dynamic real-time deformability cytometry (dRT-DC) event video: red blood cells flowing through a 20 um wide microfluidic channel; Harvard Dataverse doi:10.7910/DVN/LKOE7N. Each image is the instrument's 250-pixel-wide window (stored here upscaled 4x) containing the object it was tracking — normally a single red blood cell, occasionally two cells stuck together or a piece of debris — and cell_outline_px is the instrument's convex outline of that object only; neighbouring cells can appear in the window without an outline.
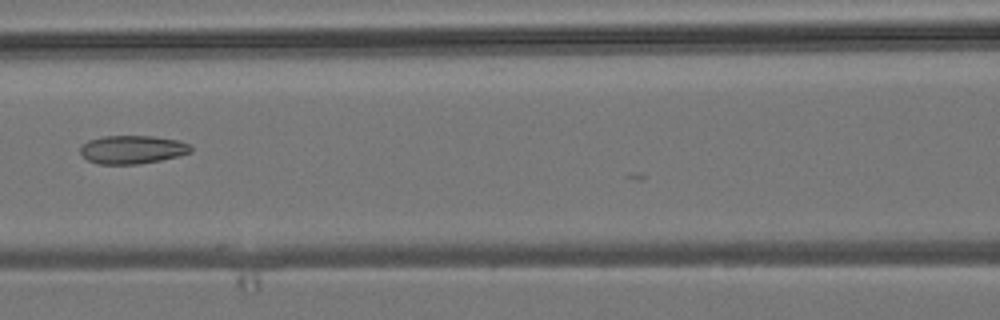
{"species": "common noctule bat (a hibernating species)", "species_latin": "Nyctalus noctula", "temperature_condition": "room temperature", "stored_images_in_passage": 8, "camera_frame_rate_fps": 3000, "um_per_image_px": 0.085, "animal": {"sex": "male", "body_mass_g": 19.2, "forearm_length_mm": 51.8}, "frame": {"image": 1, "passage_image": 7, "time_ms": 7.0, "image_size_px": [1000, 320], "cell_outline_px": [[192, 152], [160, 160], [140, 164], [100, 164], [88, 160], [80, 156], [80, 148], [88, 140], [104, 136], [152, 136], [180, 140], [188, 144], [192, 148]], "centroid_in_image_um": [11.23, 12.71], "position_along_channel_um": 155.4, "area_um2": 18.26}}